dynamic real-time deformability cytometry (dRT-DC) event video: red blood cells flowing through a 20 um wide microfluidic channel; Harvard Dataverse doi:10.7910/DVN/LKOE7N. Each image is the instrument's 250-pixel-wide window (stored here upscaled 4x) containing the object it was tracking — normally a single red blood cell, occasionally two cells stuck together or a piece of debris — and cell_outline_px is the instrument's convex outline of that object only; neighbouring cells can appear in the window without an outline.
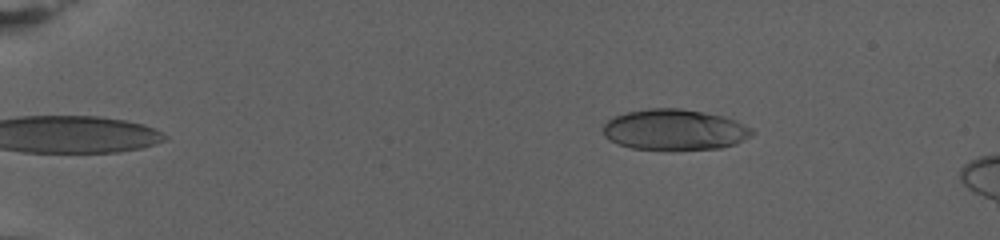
{"species": "human", "species_latin": "Homo sapiens", "temperature_condition": "warm", "stored_images_in_passage": 65, "camera_frame_rate_fps": 3000, "um_per_image_px": 0.085, "donor": {"sex": "female"}, "frame": {"image": 1, "passage_image": 1, "time_ms": 0.0, "image_size_px": [1000, 240], "cell_outline_px": [[756, 132], [752, 136], [736, 144], [720, 148], [632, 148], [620, 144], [604, 136], [604, 124], [608, 120], [616, 116], [628, 112], [652, 108], [680, 108], [724, 116], [736, 120], [752, 128]], "centroid_in_image_um": [57.41, 11.0], "position_along_channel_um": 27.6, "area_um2": 34.8}}
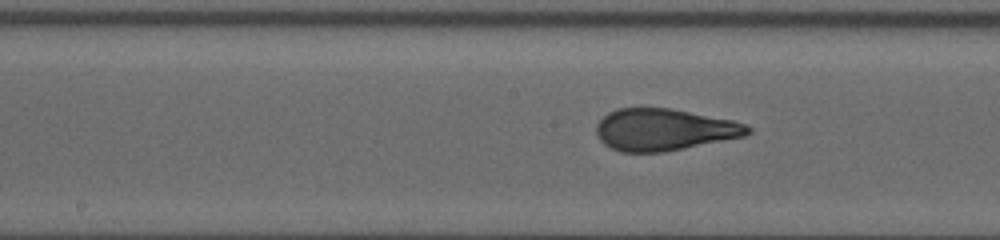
{"frame": {"image": 2, "passage_image": 30, "time_ms": 9.667, "image_size_px": [1000, 240], "cell_outline_px": [[752, 132], [744, 136], [664, 152], [620, 152], [604, 144], [596, 136], [596, 124], [608, 112], [616, 108], [672, 108], [732, 120], [744, 124], [752, 128]], "centroid_in_image_um": [56.42, 11.01], "position_along_channel_um": 191.8, "area_um2": 36.93}}
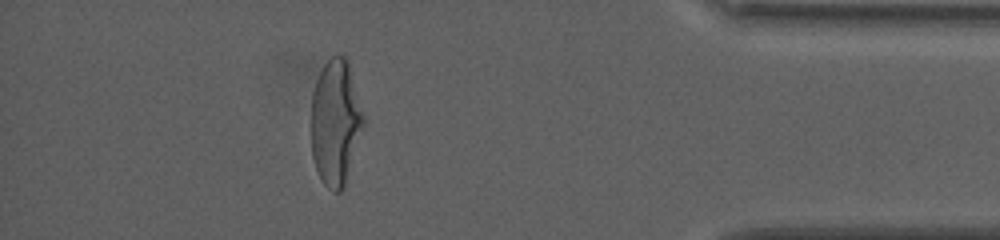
{"frame": {"image": 3, "passage_image": 57, "time_ms": 18.667, "image_size_px": [1000, 240], "cell_outline_px": [[364, 124], [344, 188], [340, 192], [332, 192], [324, 184], [316, 168], [312, 156], [312, 96], [316, 80], [324, 64], [336, 52], [348, 56], [364, 116]], "centroid_in_image_um": [28.54, 10.35], "position_along_channel_um": 406.7, "area_um2": 38.49}, "authors_computed_cell_mechanics": {"area_um2": 37.1076, "velocity_mm_per_s": 2.7709, "shape_relaxation_time_tau1_ms": 6.1656, "shape_relaxation_time_tau2_ms": null, "deformation_change_tau1": 0.2619, "deformation_change_tau2": null}}